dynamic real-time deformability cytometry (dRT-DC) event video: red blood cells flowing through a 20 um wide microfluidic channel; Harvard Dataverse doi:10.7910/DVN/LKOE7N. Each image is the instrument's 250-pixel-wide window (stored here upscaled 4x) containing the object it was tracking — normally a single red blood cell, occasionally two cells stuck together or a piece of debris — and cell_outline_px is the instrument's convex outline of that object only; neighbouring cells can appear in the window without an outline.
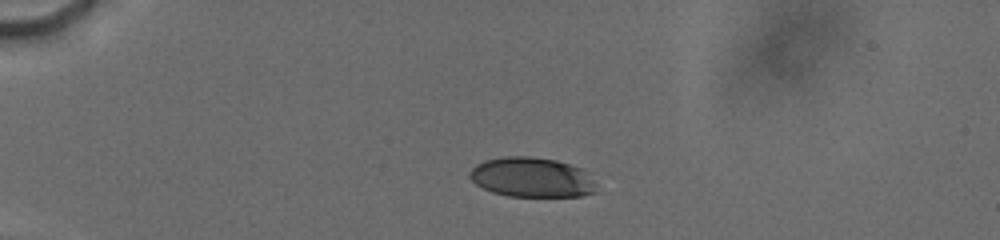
{"species": "human", "species_latin": "Homo sapiens", "temperature_condition": "cold", "stored_images_in_passage": 39, "camera_frame_rate_fps": 3000, "um_per_image_px": 0.085, "donor": {"sex": "male"}, "frame": {"image": 1, "passage_image": 28, "time_ms": 4.333, "image_size_px": [1000, 240], "cell_outline_px": [[596, 192], [584, 196], [508, 196], [492, 192], [476, 184], [468, 176], [468, 172], [476, 164], [484, 160], [504, 156], [528, 156], [556, 160], [584, 168], [596, 184]], "centroid_in_image_um": [45.21, 15.07], "position_along_channel_um": 39.8, "area_um2": 29.65}}